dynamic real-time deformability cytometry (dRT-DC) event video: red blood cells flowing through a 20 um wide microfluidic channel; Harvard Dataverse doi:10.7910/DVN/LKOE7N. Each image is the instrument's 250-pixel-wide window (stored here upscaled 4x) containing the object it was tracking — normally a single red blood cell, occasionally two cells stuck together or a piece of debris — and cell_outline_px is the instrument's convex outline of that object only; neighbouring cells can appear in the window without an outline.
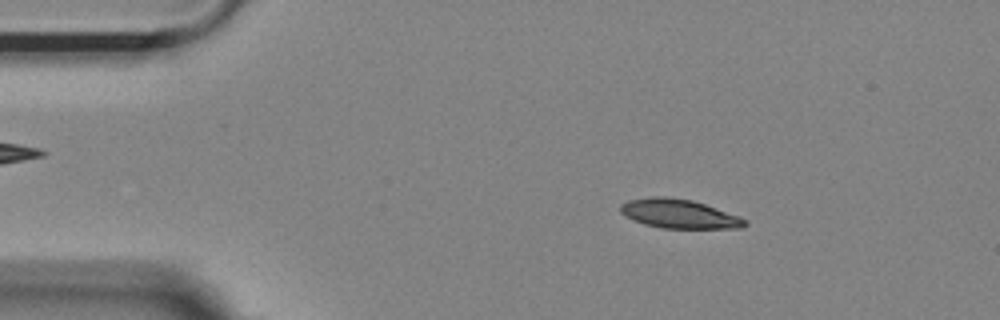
{"species": "Egyptian fruit bat (a non-hibernating species)", "species_latin": "Rousettus aegyptiacus", "temperature_condition": "room temperature", "stored_images_in_passage": 25, "camera_frame_rate_fps": 3000, "um_per_image_px": 0.085, "animal": {"sex": "female"}, "frame": {"image": 1, "passage_image": 5, "time_ms": 1.333, "image_size_px": [1000, 320], "cell_outline_px": [[748, 224], [740, 228], [660, 228], [644, 224], [632, 220], [624, 216], [620, 212], [620, 204], [628, 200], [652, 196], [664, 196], [692, 200], [740, 216], [748, 220]], "centroid_in_image_um": [57.7, 18.17], "position_along_channel_um": 27.3, "area_um2": 21.21}}
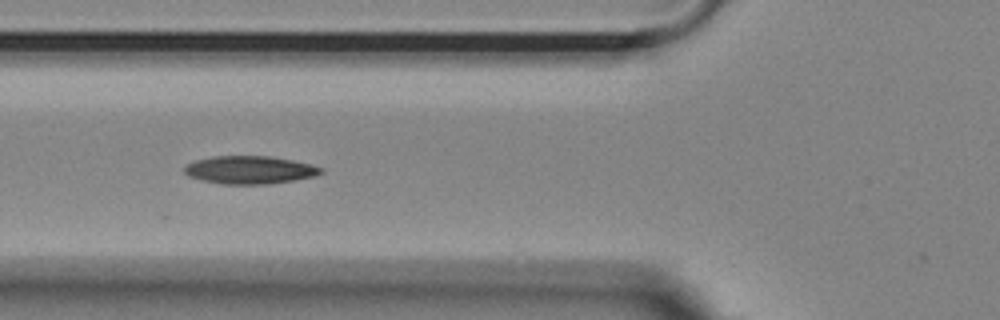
{"frame": {"image": 2, "passage_image": 16, "time_ms": 5.0, "image_size_px": [1000, 320], "cell_outline_px": [[324, 172], [316, 176], [296, 180], [264, 184], [224, 184], [200, 180], [188, 176], [184, 172], [184, 168], [188, 164], [196, 160], [212, 156], [268, 156], [292, 160], [312, 164], [324, 168]], "centroid_in_image_um": [21.26, 14.44], "position_along_channel_um": 104.5, "area_um2": 22.31}}
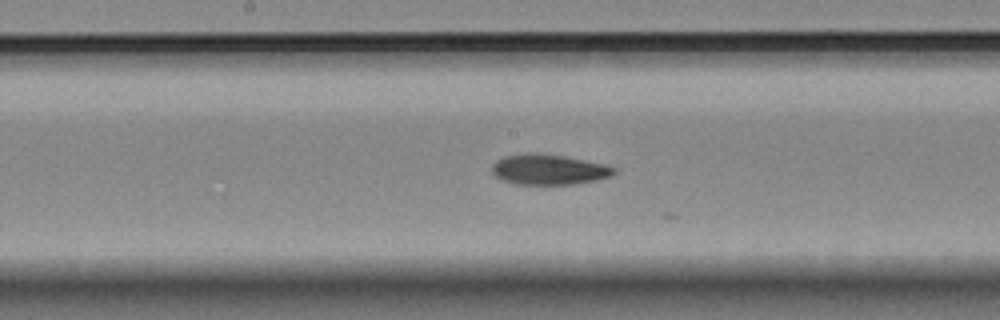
{"frame": {"image": 3, "passage_image": 24, "time_ms": 7.667, "image_size_px": [1000, 320], "cell_outline_px": [[616, 172], [612, 176], [596, 180], [572, 184], [516, 184], [500, 180], [492, 172], [492, 164], [496, 160], [504, 156], [528, 152], [536, 152], [564, 156], [604, 164], [616, 168]], "centroid_in_image_um": [46.62, 14.4], "position_along_channel_um": 201.6, "area_um2": 21.73}}